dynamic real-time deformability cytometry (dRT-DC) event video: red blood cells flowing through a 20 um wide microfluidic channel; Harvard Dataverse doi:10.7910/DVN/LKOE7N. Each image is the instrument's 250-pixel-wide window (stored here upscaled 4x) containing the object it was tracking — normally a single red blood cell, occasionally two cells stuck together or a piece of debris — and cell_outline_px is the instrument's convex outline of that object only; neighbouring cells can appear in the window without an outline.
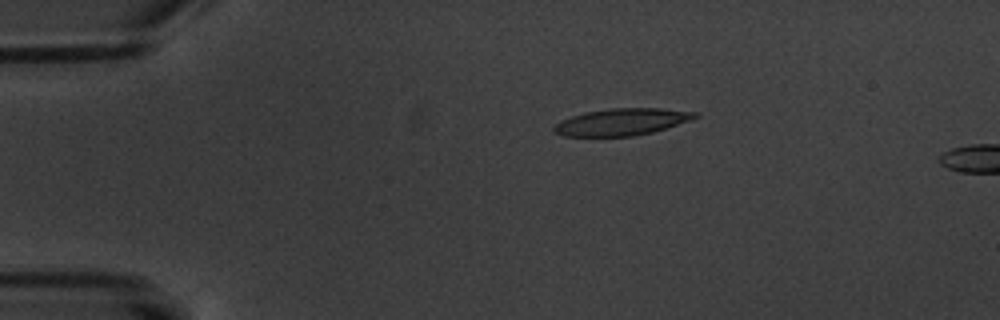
{"species": "common noctule bat (a hibernating species)", "species_latin": "Nyctalus noctula", "temperature_condition": "warm", "stored_images_in_passage": 5, "camera_frame_rate_fps": 3000, "um_per_image_px": 0.085, "animal": {"sex": "male", "body_mass_g": 20.1, "forearm_length_mm": 53.5}, "frame": {"image": 1, "passage_image": 4, "time_ms": 3.667, "image_size_px": [1000, 320], "cell_outline_px": [[700, 116], [692, 120], [652, 132], [632, 136], [564, 136], [552, 132], [552, 128], [560, 120], [584, 112], [612, 108], [660, 108], [696, 112]], "centroid_in_image_um": [52.83, 10.36], "position_along_channel_um": 32.2, "area_um2": 22.14}}